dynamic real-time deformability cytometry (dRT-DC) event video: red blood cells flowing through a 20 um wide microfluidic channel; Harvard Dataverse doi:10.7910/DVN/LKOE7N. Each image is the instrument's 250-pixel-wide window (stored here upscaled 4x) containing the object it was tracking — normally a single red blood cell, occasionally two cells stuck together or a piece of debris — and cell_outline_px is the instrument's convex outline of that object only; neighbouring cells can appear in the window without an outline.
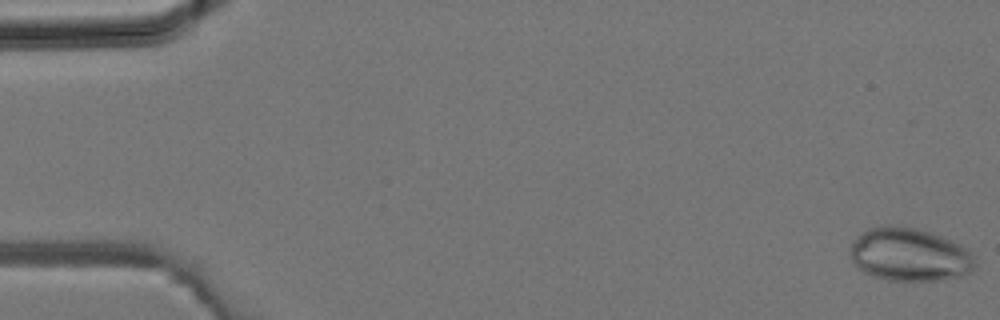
{"species": "common noctule bat (a hibernating species)", "species_latin": "Nyctalus noctula", "temperature_condition": "room temperature", "stored_images_in_passage": 13, "camera_frame_rate_fps": 3000, "um_per_image_px": 0.085, "animal": {"sex": "male", "body_mass_g": 19.2, "forearm_length_mm": 51.8}, "frame": {"image": 1, "passage_image": 1, "time_ms": 0.0, "image_size_px": [1000, 320], "cell_outline_px": [[976, 268], [972, 272], [960, 276], [940, 280], [888, 280], [872, 276], [860, 268], [852, 260], [852, 240], [860, 232], [868, 228], [884, 224], [888, 224], [916, 228], [932, 232], [952, 240], [968, 248], [972, 252], [976, 264]], "centroid_in_image_um": [77.35, 21.62], "position_along_channel_um": 7.6, "area_um2": 39.07}}